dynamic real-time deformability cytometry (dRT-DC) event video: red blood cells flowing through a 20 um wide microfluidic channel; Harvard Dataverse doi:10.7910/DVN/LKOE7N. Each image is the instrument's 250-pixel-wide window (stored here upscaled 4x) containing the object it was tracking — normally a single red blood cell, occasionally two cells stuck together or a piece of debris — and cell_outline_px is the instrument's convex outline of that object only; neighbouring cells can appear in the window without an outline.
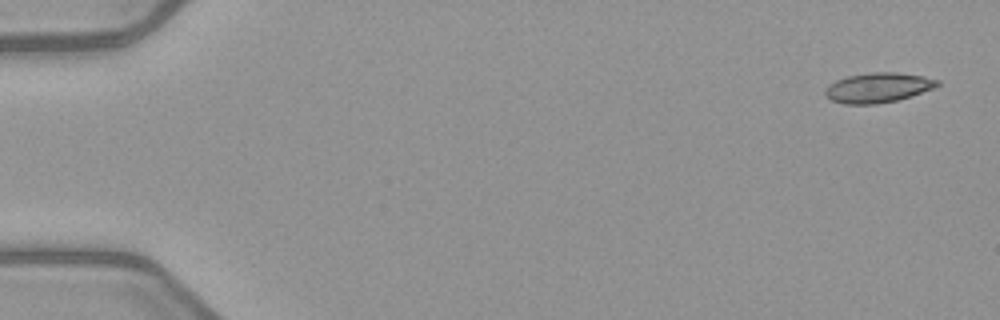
{"species": "common noctule bat (a hibernating species)", "species_latin": "Nyctalus noctula", "temperature_condition": "warm", "stored_images_in_passage": 3, "camera_frame_rate_fps": 3000, "um_per_image_px": 0.085, "animal": {"sex": "female", "body_mass_g": 21.9}, "frame": {"image": 1, "passage_image": 1, "time_ms": 0.0, "image_size_px": [1000, 320], "cell_outline_px": [[940, 84], [932, 88], [896, 100], [876, 104], [844, 104], [832, 100], [824, 92], [828, 84], [836, 80], [848, 76], [872, 72], [896, 72], [924, 76], [940, 80]], "centroid_in_image_um": [74.61, 7.44], "position_along_channel_um": 10.4, "area_um2": 19.25}}